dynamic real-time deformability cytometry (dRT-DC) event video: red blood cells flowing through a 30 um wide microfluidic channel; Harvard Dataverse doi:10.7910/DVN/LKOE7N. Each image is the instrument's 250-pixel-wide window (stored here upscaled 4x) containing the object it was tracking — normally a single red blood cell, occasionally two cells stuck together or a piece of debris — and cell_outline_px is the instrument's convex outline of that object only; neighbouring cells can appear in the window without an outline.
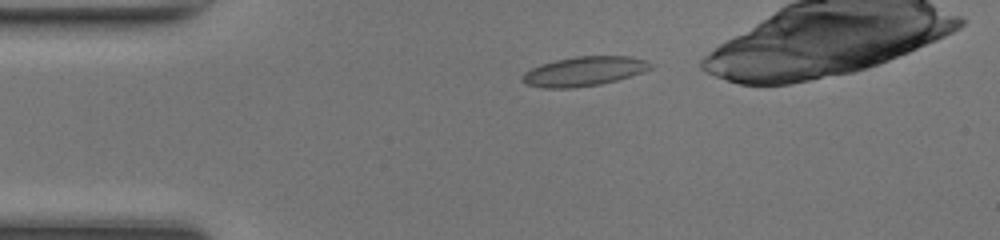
{"species": "common noctule bat (a hibernating species)", "species_latin": "Nyctalus noctula", "temperature_condition": "room temperature", "stored_images_in_passage": 32, "camera_frame_rate_fps": 3000, "um_per_image_px": 0.085, "animal": {"sex": "female", "body_mass_g": 17.0, "forearm_length_mm": 48.0}, "frame": {"image": 1, "passage_image": 1, "time_ms": 0.0, "image_size_px": [1000, 240], "cell_outline_px": [[652, 68], [644, 72], [616, 80], [600, 84], [572, 88], [544, 88], [524, 84], [520, 80], [524, 72], [540, 64], [556, 60], [576, 56], [628, 56], [644, 60], [652, 64]], "centroid_in_image_um": [49.61, 6.06], "position_along_channel_um": 35.4, "area_um2": 21.96}}
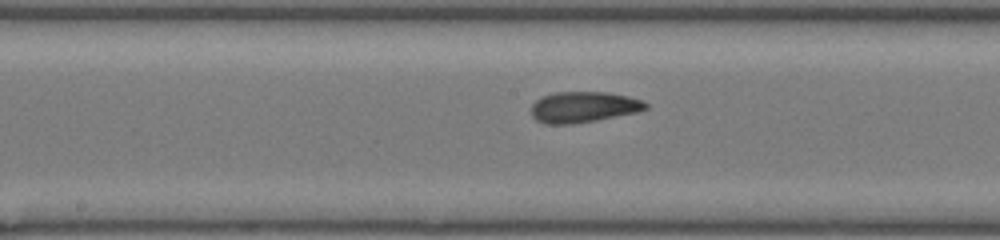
{"frame": {"image": 2, "passage_image": 15, "time_ms": 4.667, "image_size_px": [1000, 240], "cell_outline_px": [[648, 108], [636, 112], [596, 120], [572, 124], [544, 124], [536, 120], [532, 116], [532, 104], [536, 100], [544, 96], [556, 92], [608, 92], [628, 96], [640, 100], [648, 104]], "centroid_in_image_um": [49.58, 9.1], "position_along_channel_um": 198.6, "area_um2": 20.46}}
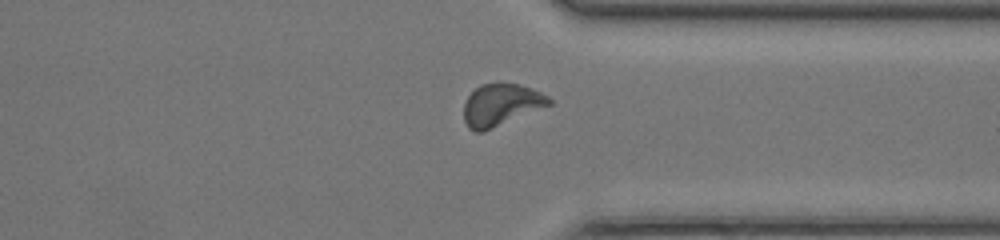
{"frame": {"image": 3, "passage_image": 27, "time_ms": 8.667, "image_size_px": [1000, 240], "cell_outline_px": [[552, 104], [484, 132], [476, 132], [468, 128], [464, 120], [464, 104], [468, 96], [480, 84], [520, 84], [532, 88], [548, 96], [552, 100]], "centroid_in_image_um": [42.58, 8.93], "position_along_channel_um": 368.8, "area_um2": 20.81}, "authors_computed_cell_mechanics": {"area_um2": 20.6924, "velocity_mm_per_s": 4.2952, "shape_relaxation_time_tau1_ms": 2.9548, "shape_relaxation_time_tau2_ms": 2.4487, "deformation_change_tau1": 0.0852, "deformation_change_tau2": 0.0778}}